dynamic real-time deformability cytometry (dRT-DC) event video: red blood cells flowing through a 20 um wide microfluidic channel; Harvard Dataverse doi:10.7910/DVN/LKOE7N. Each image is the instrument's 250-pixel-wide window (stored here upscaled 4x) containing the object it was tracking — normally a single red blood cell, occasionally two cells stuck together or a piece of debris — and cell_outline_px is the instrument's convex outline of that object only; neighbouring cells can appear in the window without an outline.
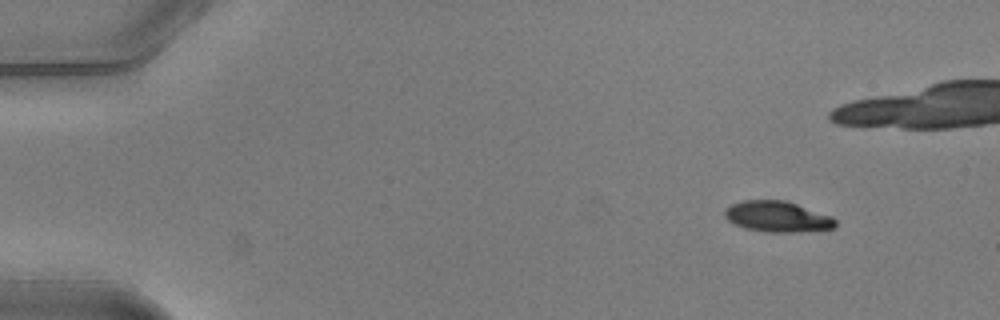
{"species": "common noctule bat (a hibernating species)", "species_latin": "Nyctalus noctula", "temperature_condition": "warm", "stored_images_in_passage": 37, "camera_frame_rate_fps": 3000, "um_per_image_px": 0.085, "animal": {"sex": "male", "body_mass_g": 20.5, "forearm_length_mm": 52.5}, "frame": {"image": 1, "passage_image": 1, "time_ms": 0.0, "image_size_px": [1000, 320], "cell_outline_px": [[836, 228], [796, 232], [768, 232], [744, 228], [728, 220], [724, 216], [724, 208], [732, 204], [744, 200], [788, 200], [832, 216], [836, 220]], "centroid_in_image_um": [66.09, 18.4], "position_along_channel_um": 18.9, "area_um2": 20.06}}
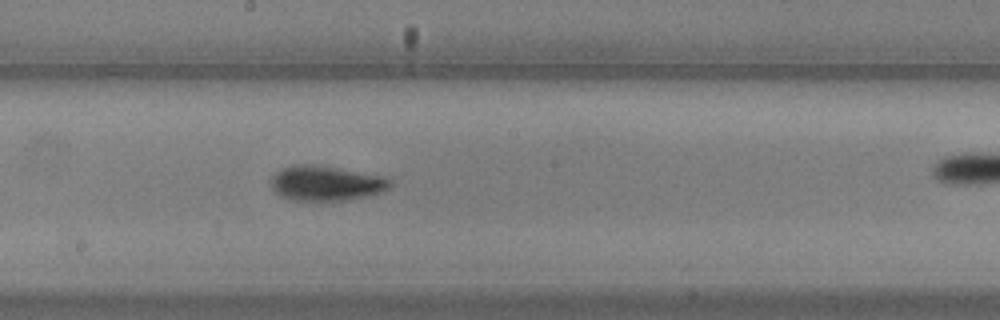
{"frame": {"image": 2, "passage_image": 24, "time_ms": 7.667, "image_size_px": [1000, 320], "cell_outline_px": [[392, 188], [384, 192], [368, 196], [348, 200], [288, 200], [280, 196], [272, 188], [272, 176], [276, 172], [292, 164], [312, 164], [336, 168], [380, 176], [392, 180]], "centroid_in_image_um": [27.73, 15.59], "position_along_channel_um": 220.5, "area_um2": 24.22}}
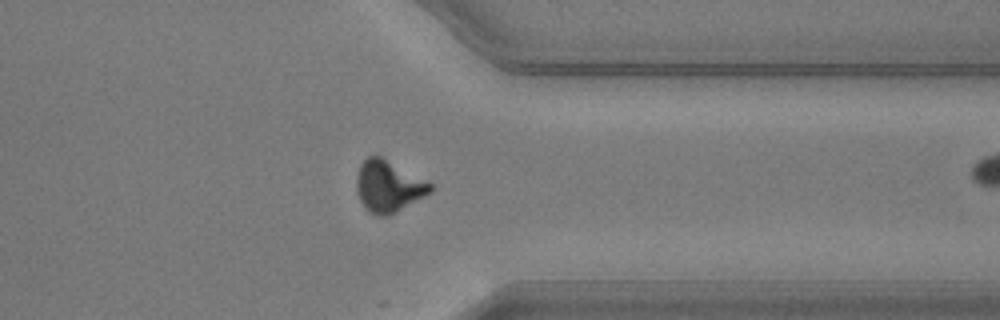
{"frame": {"image": 3, "passage_image": 36, "time_ms": 11.667, "image_size_px": [1000, 320], "cell_outline_px": [[432, 192], [396, 212], [388, 216], [376, 216], [368, 212], [364, 208], [356, 192], [356, 176], [360, 164], [368, 156], [380, 156], [432, 184]], "centroid_in_image_um": [32.97, 15.86], "position_along_channel_um": 378.4, "area_um2": 22.08}}